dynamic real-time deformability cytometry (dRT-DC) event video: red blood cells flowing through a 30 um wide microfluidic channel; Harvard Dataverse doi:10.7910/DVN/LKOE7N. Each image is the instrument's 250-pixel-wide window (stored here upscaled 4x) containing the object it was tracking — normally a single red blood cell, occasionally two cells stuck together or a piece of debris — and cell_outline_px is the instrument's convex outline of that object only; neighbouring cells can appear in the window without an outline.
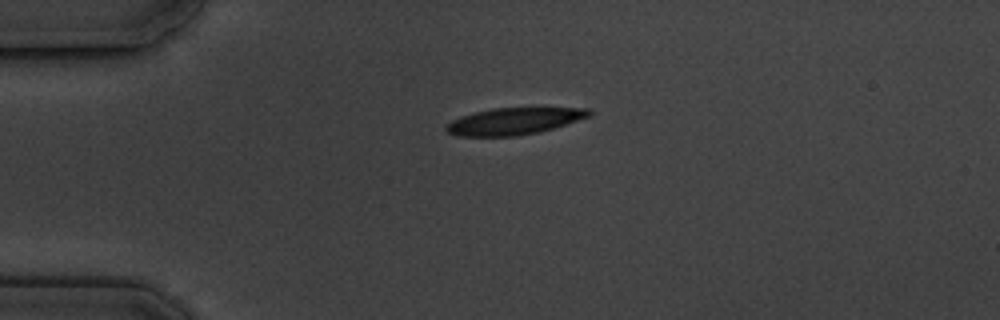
{"species": "common noctule bat (a hibernating species)", "species_latin": "Nyctalus noctula", "temperature_condition": "cold", "stored_images_in_passage": 3, "camera_frame_rate_fps": 3000, "um_per_image_px": 0.085, "animal": {"sex": "male", "body_mass_g": 19.5, "forearm_length_mm": 54.6}, "frame": {"image": 1, "passage_image": 1, "time_ms": 0.0, "image_size_px": [1000, 320], "cell_outline_px": [[592, 116], [540, 132], [516, 136], [460, 136], [448, 132], [444, 128], [444, 124], [460, 116], [492, 108], [592, 108]], "centroid_in_image_um": [43.7, 10.3], "position_along_channel_um": 41.3, "area_um2": 22.43}}